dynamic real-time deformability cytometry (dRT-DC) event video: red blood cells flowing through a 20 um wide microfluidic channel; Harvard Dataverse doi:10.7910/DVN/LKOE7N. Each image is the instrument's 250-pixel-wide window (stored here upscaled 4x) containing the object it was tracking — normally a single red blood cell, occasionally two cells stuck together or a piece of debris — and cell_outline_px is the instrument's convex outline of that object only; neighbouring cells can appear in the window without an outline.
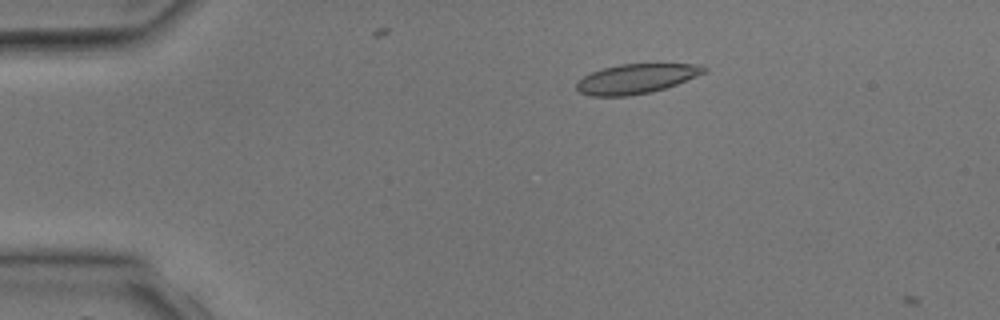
{"species": "common noctule bat (a hibernating species)", "species_latin": "Nyctalus noctula", "temperature_condition": "room temperature", "stored_images_in_passage": 3, "camera_frame_rate_fps": 3000, "um_per_image_px": 0.085, "animal": {"sex": "male", "body_mass_g": 17.9, "forearm_length_mm": 54.2}, "frame": {"image": 1, "passage_image": 2, "time_ms": 1.333, "image_size_px": [1000, 320], "cell_outline_px": [[708, 72], [676, 84], [652, 92], [628, 96], [588, 96], [580, 92], [576, 88], [576, 80], [592, 72], [604, 68], [620, 64], [692, 64], [708, 68]], "centroid_in_image_um": [54.06, 6.7], "position_along_channel_um": 30.9, "area_um2": 21.96}}